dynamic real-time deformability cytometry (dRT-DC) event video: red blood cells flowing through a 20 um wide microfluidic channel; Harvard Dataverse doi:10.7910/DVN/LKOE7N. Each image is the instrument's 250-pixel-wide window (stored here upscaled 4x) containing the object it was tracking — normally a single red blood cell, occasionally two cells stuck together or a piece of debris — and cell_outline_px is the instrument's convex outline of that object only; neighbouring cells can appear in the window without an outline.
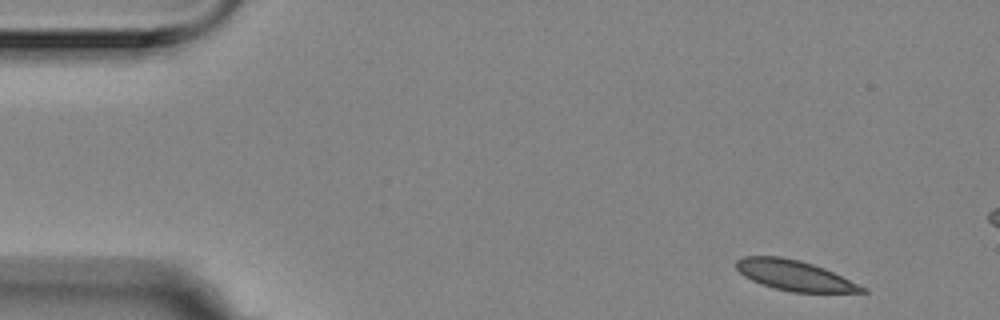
{"species": "Egyptian fruit bat (a non-hibernating species)", "species_latin": "Rousettus aegyptiacus", "temperature_condition": "room temperature", "stored_images_in_passage": 3, "camera_frame_rate_fps": 3000, "um_per_image_px": 0.085, "animal": {"sex": "female"}, "frame": {"image": 1, "passage_image": 1, "time_ms": 0.0, "image_size_px": [1000, 320], "cell_outline_px": [[868, 292], [792, 292], [760, 284], [744, 276], [736, 268], [736, 260], [744, 256], [780, 256], [800, 260], [824, 268], [868, 288]], "centroid_in_image_um": [67.53, 23.4], "position_along_channel_um": 17.5, "area_um2": 22.08}}